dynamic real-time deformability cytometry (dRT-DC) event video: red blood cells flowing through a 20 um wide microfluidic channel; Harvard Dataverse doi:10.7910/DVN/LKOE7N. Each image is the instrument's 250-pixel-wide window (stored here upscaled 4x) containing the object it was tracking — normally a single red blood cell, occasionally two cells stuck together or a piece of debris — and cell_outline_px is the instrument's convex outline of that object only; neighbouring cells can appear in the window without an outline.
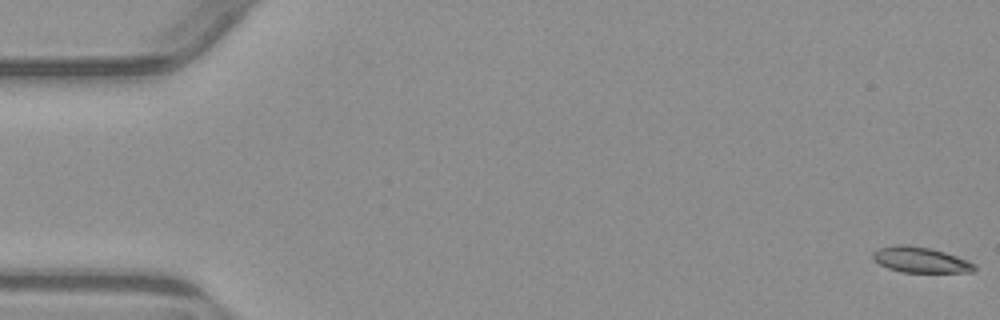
{"species": "common noctule bat (a hibernating species)", "species_latin": "Nyctalus noctula", "temperature_condition": "warm", "stored_images_in_passage": 5, "camera_frame_rate_fps": 3000, "um_per_image_px": 0.085, "animal": {"sex": "male", "body_mass_g": 23.1, "forearm_length_mm": 52.7}, "frame": {"image": 1, "passage_image": 1, "time_ms": 0.0, "image_size_px": [1000, 320], "cell_outline_px": [[976, 268], [972, 272], [900, 272], [888, 268], [880, 264], [872, 256], [872, 252], [876, 248], [896, 244], [908, 244], [932, 248], [968, 260], [976, 264]], "centroid_in_image_um": [78.23, 22.07], "position_along_channel_um": 6.8, "area_um2": 15.32}}
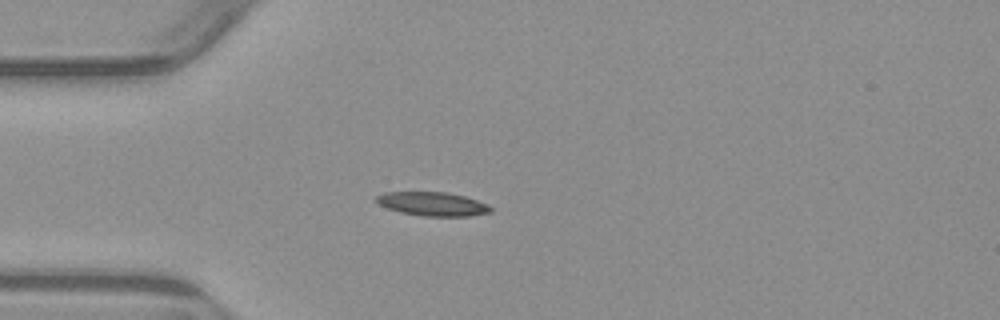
{"frame": {"image": 2, "passage_image": 5, "time_ms": 4.667, "image_size_px": [1000, 320], "cell_outline_px": [[492, 212], [468, 216], [424, 216], [400, 212], [388, 208], [372, 200], [376, 196], [384, 192], [448, 192], [464, 196], [488, 204], [492, 208]], "centroid_in_image_um": [36.76, 17.33], "position_along_channel_um": 48.2, "area_um2": 15.9}}